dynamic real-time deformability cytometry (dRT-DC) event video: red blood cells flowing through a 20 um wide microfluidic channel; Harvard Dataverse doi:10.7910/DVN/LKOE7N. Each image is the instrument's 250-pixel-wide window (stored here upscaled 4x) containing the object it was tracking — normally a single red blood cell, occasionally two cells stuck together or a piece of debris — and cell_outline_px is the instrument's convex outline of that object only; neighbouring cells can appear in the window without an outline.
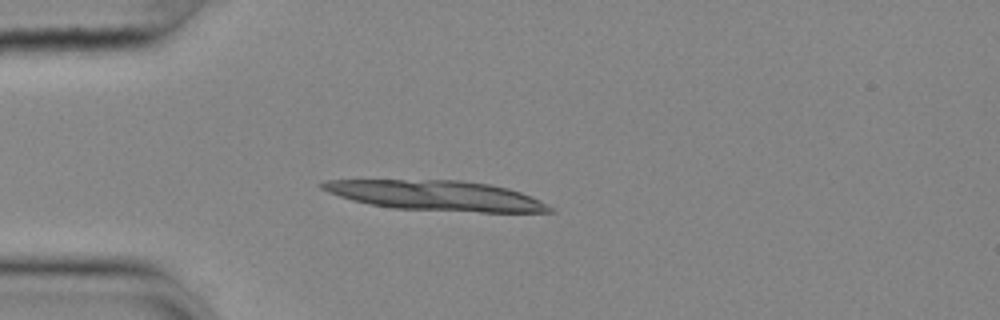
{"species": "common noctule bat (a hibernating species)", "species_latin": "Nyctalus noctula", "temperature_condition": "cold", "stored_images_in_passage": 14, "segment_of_instrument_passage": [1, 2], "camera_frame_rate_fps": 3000, "um_per_image_px": 0.085, "animal": {"sex": "female", "body_mass_g": 25.1}, "frame": {"image": 1, "passage_image": 7, "time_ms": 2.0, "image_size_px": [1000, 320], "cell_outline_px": [[556, 212], [480, 212], [392, 208], [352, 200], [328, 192], [320, 188], [316, 184], [328, 180], [460, 180], [488, 184], [508, 188], [532, 196], [540, 200], [552, 208]], "centroid_in_image_um": [37.08, 16.62], "position_along_channel_um": 47.9, "area_um2": 39.59}}